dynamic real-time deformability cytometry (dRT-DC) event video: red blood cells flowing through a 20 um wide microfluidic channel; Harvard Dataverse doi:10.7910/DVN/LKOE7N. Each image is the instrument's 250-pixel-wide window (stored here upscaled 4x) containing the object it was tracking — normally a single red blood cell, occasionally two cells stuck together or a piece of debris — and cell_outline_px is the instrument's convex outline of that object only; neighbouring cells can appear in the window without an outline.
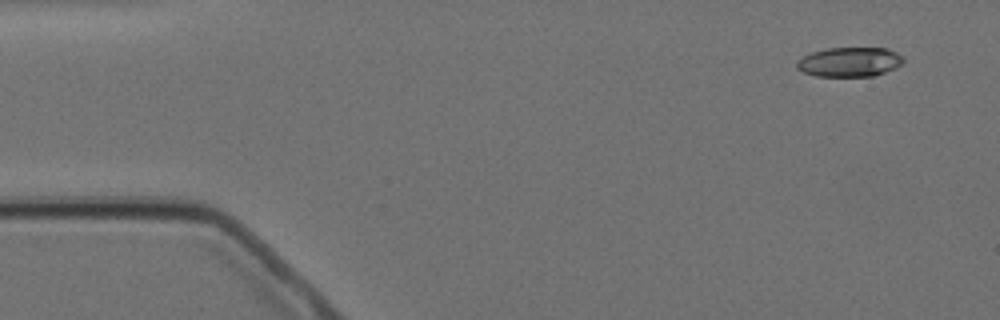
{"species": "Egyptian fruit bat (a non-hibernating species)", "species_latin": "Rousettus aegyptiacus", "temperature_condition": "cold", "stored_images_in_passage": 8, "camera_frame_rate_fps": 3000, "um_per_image_px": 0.085, "animal": {"sex": "female"}, "frame": {"image": 1, "passage_image": 1, "time_ms": 0.0, "image_size_px": [1000, 320], "cell_outline_px": [[904, 60], [896, 68], [872, 76], [816, 76], [804, 72], [796, 68], [796, 60], [812, 52], [828, 48], [888, 48], [904, 56]], "centroid_in_image_um": [72.21, 5.26], "position_along_channel_um": 12.8, "area_um2": 18.32}}
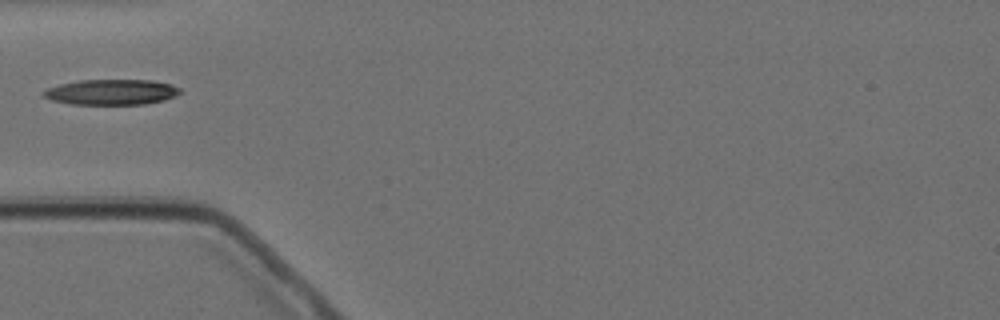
{"frame": {"image": 2, "passage_image": 5, "time_ms": 4.667, "image_size_px": [1000, 320], "cell_outline_px": [[180, 92], [176, 96], [164, 100], [144, 104], [72, 104], [52, 100], [44, 96], [40, 92], [44, 88], [60, 84], [80, 80], [152, 80], [172, 84], [180, 88]], "centroid_in_image_um": [9.46, 7.82], "position_along_channel_um": 75.5, "area_um2": 20.35}}
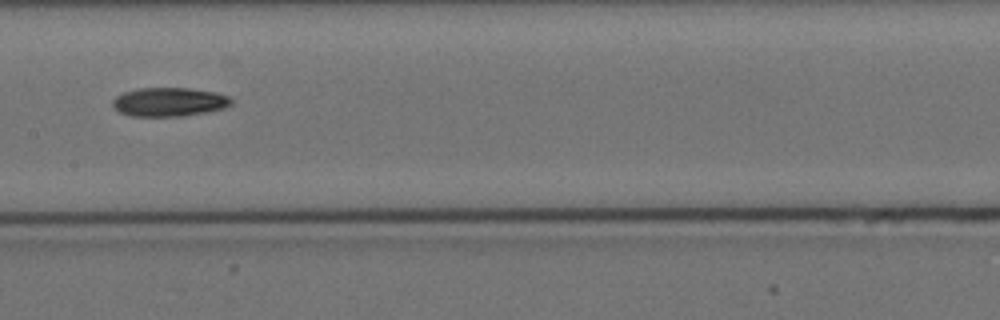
{"frame": {"image": 3, "passage_image": 8, "time_ms": 8.0, "image_size_px": [1000, 320], "cell_outline_px": [[232, 104], [224, 108], [204, 112], [180, 116], [132, 116], [120, 112], [112, 104], [112, 100], [116, 96], [124, 92], [136, 88], [188, 88], [216, 92], [228, 96], [232, 100]], "centroid_in_image_um": [14.37, 8.65], "position_along_channel_um": 193.0, "area_um2": 19.83}}